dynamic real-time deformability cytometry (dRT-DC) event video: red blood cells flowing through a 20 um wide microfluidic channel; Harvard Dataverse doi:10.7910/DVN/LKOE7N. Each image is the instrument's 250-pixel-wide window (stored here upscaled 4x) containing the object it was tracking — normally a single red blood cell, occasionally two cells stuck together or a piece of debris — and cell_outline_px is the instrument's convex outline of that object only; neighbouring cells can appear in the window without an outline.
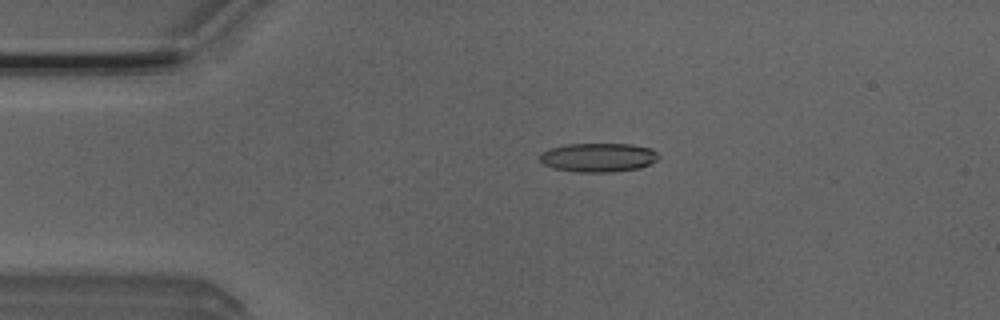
{"species": "Egyptian fruit bat (a non-hibernating species)", "species_latin": "Rousettus aegyptiacus", "temperature_condition": "room temperature", "stored_images_in_passage": 4, "camera_frame_rate_fps": 3000, "um_per_image_px": 0.085, "animal": {"sex": "male"}, "frame": {"image": 1, "passage_image": 3, "time_ms": 2.333, "image_size_px": [1000, 320], "cell_outline_px": [[660, 156], [656, 160], [640, 168], [612, 172], [580, 172], [552, 168], [544, 164], [540, 160], [540, 152], [552, 148], [568, 144], [632, 144], [652, 148]], "centroid_in_image_um": [50.86, 13.38], "position_along_channel_um": 34.1, "area_um2": 20.0}}